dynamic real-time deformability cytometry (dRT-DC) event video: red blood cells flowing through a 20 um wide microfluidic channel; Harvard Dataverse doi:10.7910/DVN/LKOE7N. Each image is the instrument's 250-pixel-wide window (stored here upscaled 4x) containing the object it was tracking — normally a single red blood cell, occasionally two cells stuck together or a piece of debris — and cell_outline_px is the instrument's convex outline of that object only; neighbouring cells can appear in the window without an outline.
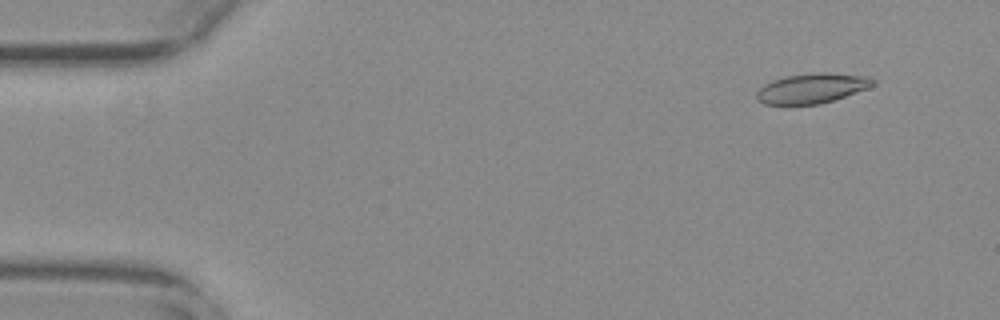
{"species": "common noctule bat (a hibernating species)", "species_latin": "Nyctalus noctula", "temperature_condition": "warm", "stored_images_in_passage": 55, "camera_frame_rate_fps": 3000, "um_per_image_px": 0.085, "animal": {"sex": "female", "body_mass_g": 29.2, "forearm_length_mm": 56.3}, "frame": {"image": 1, "passage_image": 5, "time_ms": 1.333, "image_size_px": [1000, 320], "cell_outline_px": [[876, 84], [868, 88], [820, 104], [764, 104], [756, 96], [756, 92], [764, 84], [772, 80], [784, 76], [824, 72], [828, 72], [872, 76], [876, 80]], "centroid_in_image_um": [69.06, 7.48], "position_along_channel_um": 15.9, "area_um2": 20.29}}
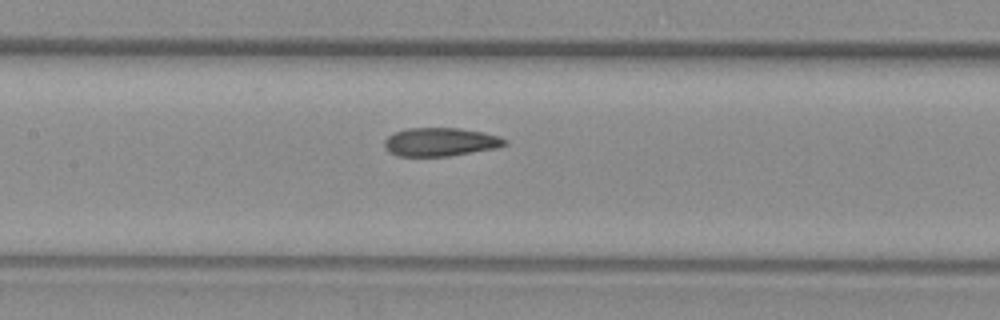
{"frame": {"image": 2, "passage_image": 26, "time_ms": 8.333, "image_size_px": [1000, 320], "cell_outline_px": [[508, 144], [496, 148], [448, 156], [396, 156], [388, 152], [384, 148], [384, 140], [388, 136], [396, 132], [408, 128], [460, 128], [484, 132], [500, 136], [508, 140]], "centroid_in_image_um": [37.44, 12.07], "position_along_channel_um": 170.0, "area_um2": 20.11}}
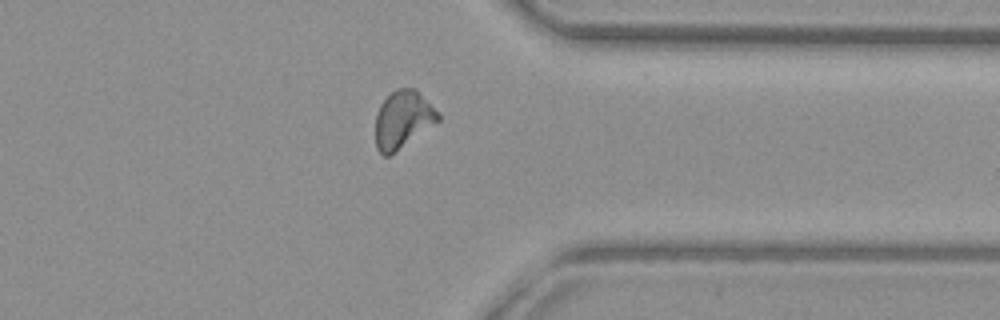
{"frame": {"image": 3, "passage_image": 43, "time_ms": 14.0, "image_size_px": [1000, 320], "cell_outline_px": [[440, 120], [396, 152], [388, 156], [384, 156], [376, 148], [376, 116], [380, 104], [396, 88], [416, 88], [440, 112]], "centroid_in_image_um": [34.27, 10.15], "position_along_channel_um": 377.1, "area_um2": 21.1}, "authors_computed_cell_mechanics": {"area_um2": 20.519, "velocity_mm_per_s": 3.7747, "shape_relaxation_time_tau1_ms": 6.6613, "shape_relaxation_time_tau2_ms": 2.2887, "deformation_change_tau1": 0.2005, "deformation_change_tau2": 0.1003}}